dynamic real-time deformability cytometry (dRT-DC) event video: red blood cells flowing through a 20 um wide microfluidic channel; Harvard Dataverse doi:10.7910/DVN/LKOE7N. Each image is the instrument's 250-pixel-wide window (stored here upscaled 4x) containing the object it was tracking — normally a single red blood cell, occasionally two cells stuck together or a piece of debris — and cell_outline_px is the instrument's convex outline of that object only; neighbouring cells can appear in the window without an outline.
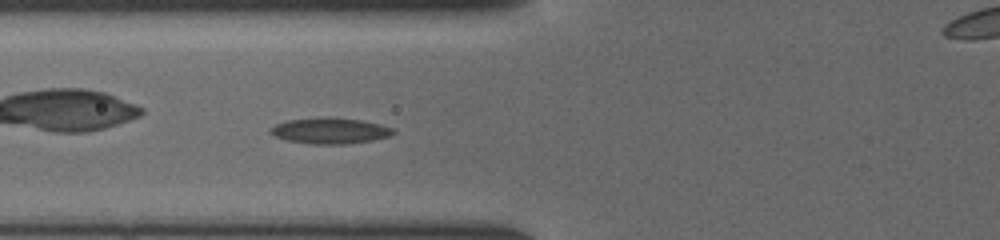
{"species": "common noctule bat (a hibernating species)", "species_latin": "Nyctalus noctula", "temperature_condition": "cold", "stored_images_in_passage": 11, "segment_of_instrument_passage": [1, 2], "camera_frame_rate_fps": 3000, "um_per_image_px": 0.085, "animal": {"sex": "female", "body_mass_g": 19.5, "forearm_length_mm": 54.1}, "frame": {"image": 1, "passage_image": 10, "time_ms": 3.0, "image_size_px": [1000, 240], "cell_outline_px": [[396, 132], [392, 136], [372, 140], [344, 144], [308, 144], [284, 140], [272, 136], [268, 132], [276, 124], [288, 120], [328, 116], [360, 120], [380, 124], [392, 128]], "centroid_in_image_um": [28.03, 11.12], "position_along_channel_um": 97.8, "area_um2": 18.79}}